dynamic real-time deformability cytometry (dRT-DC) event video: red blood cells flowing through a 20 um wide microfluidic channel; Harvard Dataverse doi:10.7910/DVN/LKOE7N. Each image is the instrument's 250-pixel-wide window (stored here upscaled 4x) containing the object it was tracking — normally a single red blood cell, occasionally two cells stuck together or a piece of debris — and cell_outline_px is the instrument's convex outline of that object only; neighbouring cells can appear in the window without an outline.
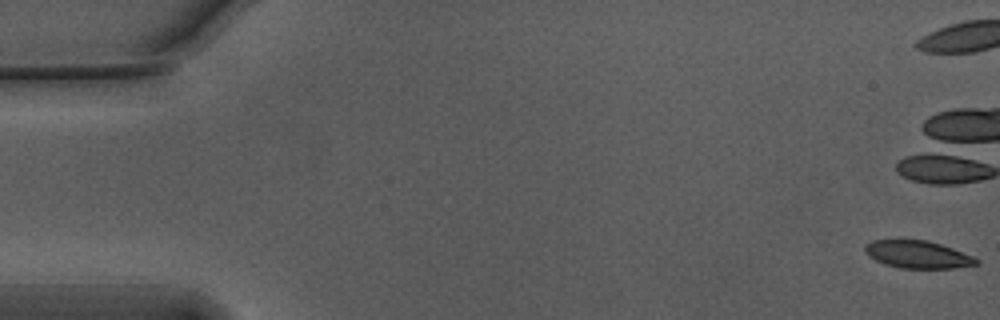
{"species": "Egyptian fruit bat (a non-hibernating species)", "species_latin": "Rousettus aegyptiacus", "temperature_condition": "warm", "stored_images_in_passage": 15, "camera_frame_rate_fps": 3000, "um_per_image_px": 0.085, "animal": {"sex": "male"}, "frame": {"image": 1, "passage_image": 1, "time_ms": 0.0, "image_size_px": [1000, 320], "cell_outline_px": [[980, 264], [952, 268], [900, 268], [884, 264], [868, 256], [864, 252], [864, 244], [872, 240], [928, 240], [952, 248], [972, 256], [980, 260]], "centroid_in_image_um": [77.98, 21.63], "position_along_channel_um": 7.0, "area_um2": 17.92}}